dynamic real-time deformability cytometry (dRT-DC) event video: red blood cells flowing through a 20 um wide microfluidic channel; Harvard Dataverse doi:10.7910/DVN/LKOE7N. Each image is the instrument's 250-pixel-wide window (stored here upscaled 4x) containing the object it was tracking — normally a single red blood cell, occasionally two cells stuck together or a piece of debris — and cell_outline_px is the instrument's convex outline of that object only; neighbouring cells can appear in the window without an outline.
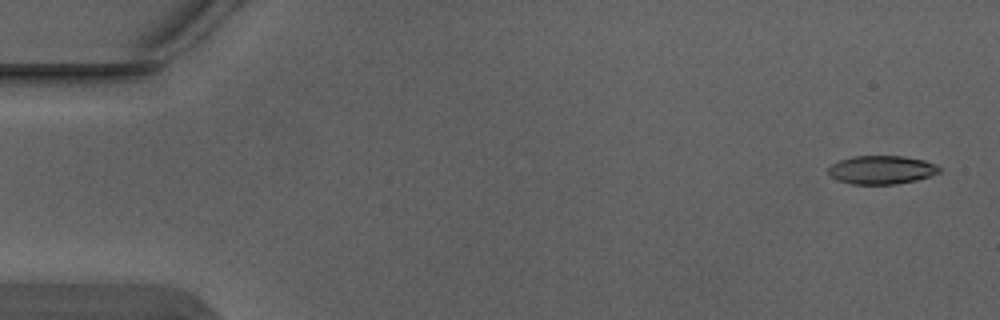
{"species": "Egyptian fruit bat (a non-hibernating species)", "species_latin": "Rousettus aegyptiacus", "temperature_condition": "warm", "stored_images_in_passage": 3, "camera_frame_rate_fps": 3000, "um_per_image_px": 0.085, "animal": {"sex": "male"}, "frame": {"image": 1, "passage_image": 1, "time_ms": 0.0, "image_size_px": [1000, 320], "cell_outline_px": [[940, 172], [932, 176], [916, 180], [896, 184], [852, 184], [840, 180], [832, 176], [828, 172], [828, 168], [832, 164], [840, 160], [852, 156], [904, 156], [924, 160], [936, 164], [940, 168]], "centroid_in_image_um": [74.97, 14.43], "position_along_channel_um": 10.0, "area_um2": 18.38}}